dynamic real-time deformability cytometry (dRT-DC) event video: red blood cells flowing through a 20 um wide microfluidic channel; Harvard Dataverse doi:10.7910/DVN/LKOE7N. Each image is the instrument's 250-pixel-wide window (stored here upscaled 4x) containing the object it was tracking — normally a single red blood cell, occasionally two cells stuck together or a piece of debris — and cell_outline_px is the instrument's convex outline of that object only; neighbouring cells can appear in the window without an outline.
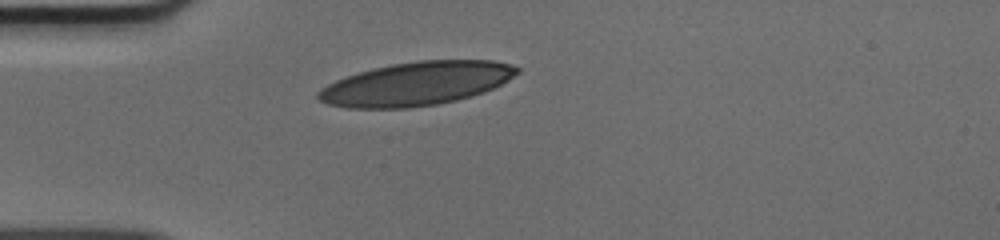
{"species": "human", "species_latin": "Homo sapiens", "temperature_condition": "cold", "stored_images_in_passage": 29, "camera_frame_rate_fps": 3000, "um_per_image_px": 0.085, "donor": {"sex": "male"}, "frame": {"image": 1, "passage_image": 1, "time_ms": 0.0, "image_size_px": [1000, 240], "cell_outline_px": [[520, 72], [508, 80], [484, 92], [456, 100], [436, 104], [408, 108], [348, 108], [328, 104], [320, 100], [316, 96], [316, 92], [320, 88], [336, 80], [372, 68], [392, 64], [420, 60], [492, 60], [512, 64], [520, 68]], "centroid_in_image_um": [35.39, 7.11], "position_along_channel_um": 49.6, "area_um2": 50.34}}
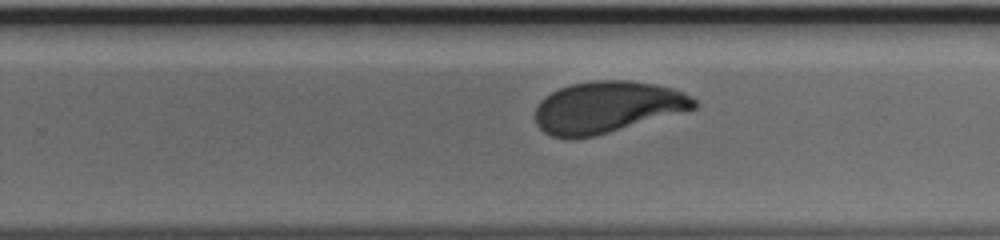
{"frame": {"image": 2, "passage_image": 19, "time_ms": 6.0, "image_size_px": [1000, 240], "cell_outline_px": [[700, 104], [696, 108], [596, 136], [572, 140], [568, 140], [552, 136], [544, 132], [536, 124], [536, 104], [544, 96], [560, 88], [572, 84], [592, 80], [628, 80], [656, 84], [672, 88], [684, 92], [696, 100]], "centroid_in_image_um": [51.59, 9.12], "position_along_channel_um": 278.2, "area_um2": 48.15}}
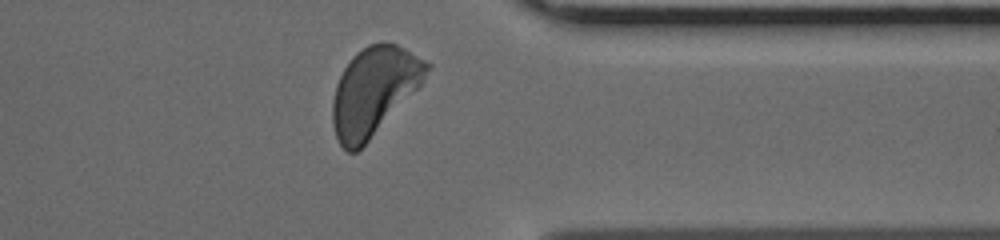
{"frame": {"image": 3, "passage_image": 27, "time_ms": 8.667, "image_size_px": [1000, 240], "cell_outline_px": [[432, 68], [424, 80], [368, 140], [356, 152], [348, 152], [336, 140], [332, 124], [332, 100], [336, 84], [344, 68], [352, 56], [356, 52], [368, 44], [396, 44], [404, 48], [432, 64]], "centroid_in_image_um": [31.75, 7.73], "position_along_channel_um": 379.6, "area_um2": 47.45}}